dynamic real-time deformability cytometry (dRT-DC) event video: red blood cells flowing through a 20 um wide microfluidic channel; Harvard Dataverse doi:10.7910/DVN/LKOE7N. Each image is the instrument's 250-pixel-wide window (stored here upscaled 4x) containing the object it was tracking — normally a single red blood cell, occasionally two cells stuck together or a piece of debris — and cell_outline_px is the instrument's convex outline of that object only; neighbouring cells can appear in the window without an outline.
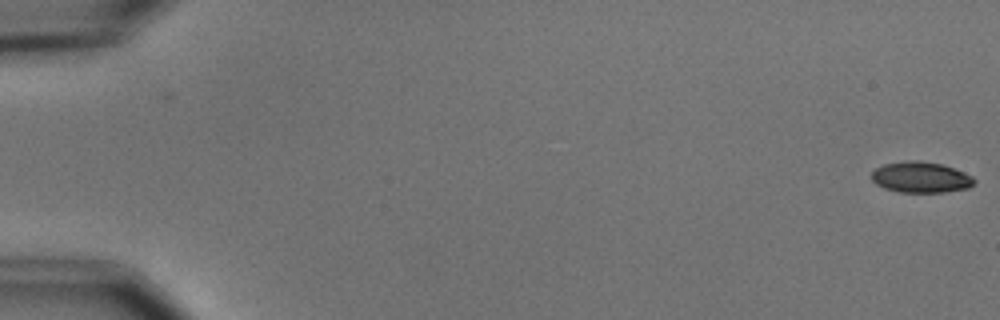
{"species": "common noctule bat (a hibernating species)", "species_latin": "Nyctalus noctula", "temperature_condition": "cold", "stored_images_in_passage": 2, "camera_frame_rate_fps": 3000, "um_per_image_px": 0.085, "animal": {"sex": "male", "body_mass_g": 15.6}, "frame": {"image": 1, "passage_image": 2, "time_ms": 1.333, "image_size_px": [1000, 320], "cell_outline_px": [[976, 180], [968, 188], [944, 192], [900, 192], [884, 188], [876, 184], [872, 180], [872, 172], [876, 168], [884, 164], [904, 160], [920, 160], [940, 164], [964, 172], [972, 176]], "centroid_in_image_um": [78.25, 15.06], "position_along_channel_um": 6.8, "area_um2": 18.44}}